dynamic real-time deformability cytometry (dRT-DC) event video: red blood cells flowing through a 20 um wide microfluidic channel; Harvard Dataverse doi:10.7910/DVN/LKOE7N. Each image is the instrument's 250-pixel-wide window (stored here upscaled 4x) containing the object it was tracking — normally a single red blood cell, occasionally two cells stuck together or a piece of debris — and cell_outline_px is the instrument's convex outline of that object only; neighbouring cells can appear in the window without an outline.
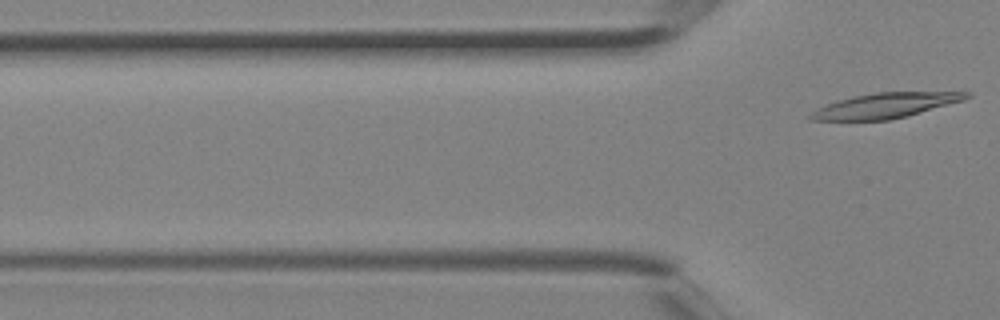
{"species": "Egyptian fruit bat (a non-hibernating species)", "species_latin": "Rousettus aegyptiacus", "temperature_condition": "room temperature", "stored_images_in_passage": 4, "camera_frame_rate_fps": 3000, "um_per_image_px": 0.085, "animal": {"sex": "female"}, "frame": {"image": 1, "passage_image": 4, "time_ms": 1.0, "image_size_px": [1000, 320], "cell_outline_px": [[972, 96], [964, 100], [904, 116], [888, 120], [808, 120], [808, 116], [812, 112], [836, 100], [852, 96], [876, 92], [972, 92]], "centroid_in_image_um": [75.24, 8.96], "position_along_channel_um": 50.6, "area_um2": 22.37}}